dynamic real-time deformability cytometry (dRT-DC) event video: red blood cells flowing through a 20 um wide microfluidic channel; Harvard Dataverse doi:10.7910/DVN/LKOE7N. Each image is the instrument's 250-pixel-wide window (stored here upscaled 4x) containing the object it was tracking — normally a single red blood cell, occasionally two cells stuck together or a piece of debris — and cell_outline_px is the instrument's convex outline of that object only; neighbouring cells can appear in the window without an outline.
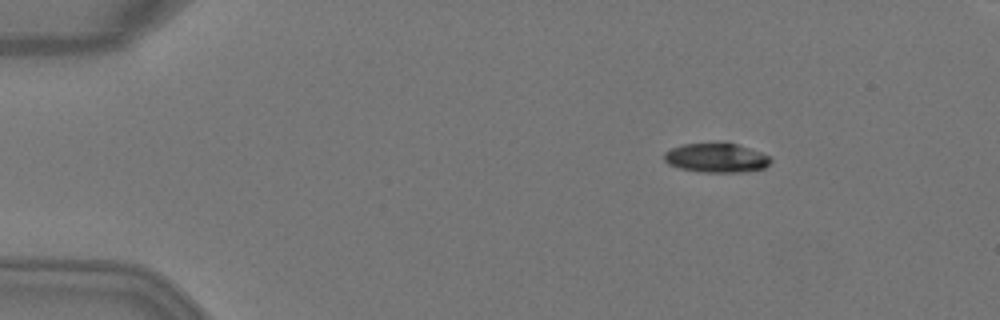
{"species": "Egyptian fruit bat (a non-hibernating species)", "species_latin": "Rousettus aegyptiacus", "temperature_condition": "warm", "stored_images_in_passage": 4, "camera_frame_rate_fps": 3000, "um_per_image_px": 0.085, "animal": {"sex": "female"}, "frame": {"image": 1, "passage_image": 2, "time_ms": 0.333, "image_size_px": [1000, 320], "cell_outline_px": [[772, 160], [764, 168], [744, 172], [700, 172], [680, 168], [668, 164], [664, 160], [664, 152], [672, 148], [684, 144], [724, 140], [728, 140], [772, 156]], "centroid_in_image_um": [60.92, 13.37], "position_along_channel_um": 24.1, "area_um2": 18.9}}